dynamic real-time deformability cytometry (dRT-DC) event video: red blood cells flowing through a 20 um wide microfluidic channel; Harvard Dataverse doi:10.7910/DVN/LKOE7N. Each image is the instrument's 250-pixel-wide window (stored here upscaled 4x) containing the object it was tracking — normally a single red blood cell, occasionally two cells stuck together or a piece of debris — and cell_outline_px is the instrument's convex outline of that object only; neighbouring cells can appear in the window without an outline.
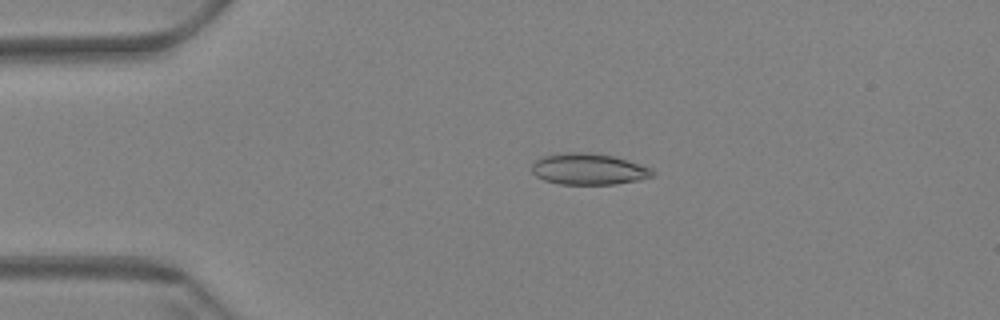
{"species": "Egyptian fruit bat (a non-hibernating species)", "species_latin": "Rousettus aegyptiacus", "temperature_condition": "warm", "stored_images_in_passage": 59, "camera_frame_rate_fps": 3000, "um_per_image_px": 0.085, "animal": {"sex": "female"}, "frame": {"image": 1, "passage_image": 13, "time_ms": 4.0, "image_size_px": [1000, 320], "cell_outline_px": [[656, 172], [652, 176], [640, 180], [616, 184], [560, 184], [544, 180], [536, 176], [532, 172], [532, 164], [536, 160], [544, 156], [568, 152], [584, 152], [612, 156], [652, 168]], "centroid_in_image_um": [50.04, 14.38], "position_along_channel_um": 35.0, "area_um2": 21.85}}
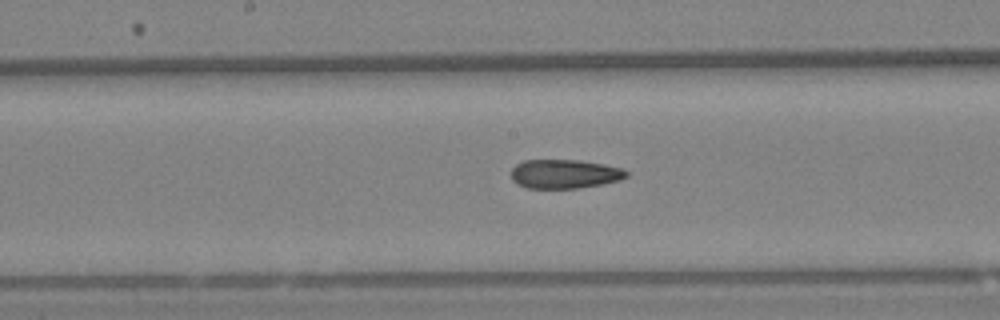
{"frame": {"image": 2, "passage_image": 31, "time_ms": 10.0, "image_size_px": [1000, 320], "cell_outline_px": [[628, 176], [620, 180], [600, 184], [576, 188], [528, 188], [512, 180], [512, 168], [516, 164], [524, 160], [580, 160], [604, 164], [620, 168], [628, 172]], "centroid_in_image_um": [47.99, 14.77], "position_along_channel_um": 200.2, "area_um2": 19.31}}
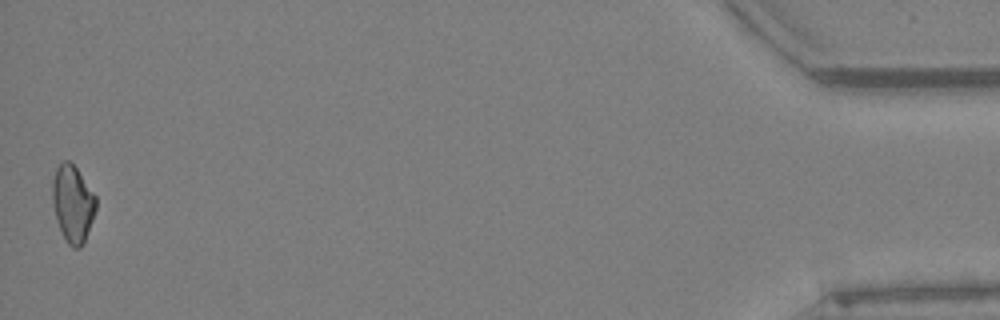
{"frame": {"image": 3, "passage_image": 59, "time_ms": 19.333, "image_size_px": [1000, 320], "cell_outline_px": [[96, 208], [84, 240], [80, 248], [72, 248], [68, 244], [60, 228], [56, 216], [52, 200], [52, 180], [56, 168], [64, 160], [68, 160], [76, 168], [96, 196]], "centroid_in_image_um": [6.17, 17.29], "position_along_channel_um": 429.0, "area_um2": 19.07}, "authors_computed_cell_mechanics": {"area_um2": 20.23, "velocity_mm_per_s": 3.4491, "shape_relaxation_time_tau1_ms": null, "shape_relaxation_time_tau2_ms": 6.0434, "deformation_change_tau1": null, "deformation_change_tau2": 0.1316}}